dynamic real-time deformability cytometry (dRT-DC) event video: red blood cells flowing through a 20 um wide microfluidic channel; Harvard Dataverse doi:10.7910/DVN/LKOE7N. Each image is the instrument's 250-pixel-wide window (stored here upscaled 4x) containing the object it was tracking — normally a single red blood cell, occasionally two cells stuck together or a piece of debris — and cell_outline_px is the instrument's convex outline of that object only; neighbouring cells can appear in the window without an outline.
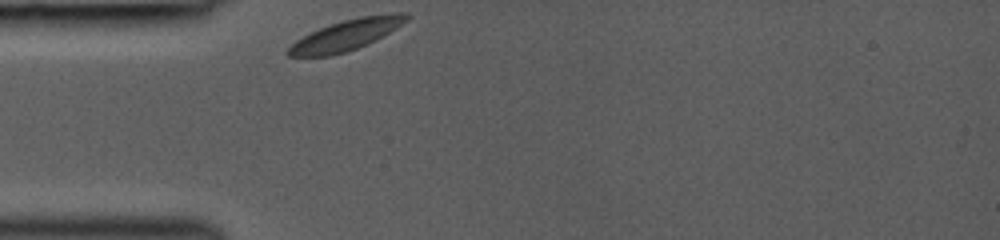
{"species": "common noctule bat (a hibernating species)", "species_latin": "Nyctalus noctula", "temperature_condition": "room temperature", "stored_images_in_passage": 27, "camera_frame_rate_fps": 3000, "um_per_image_px": 0.085, "animal": {"sex": "female", "body_mass_g": 19.0, "forearm_length_mm": 53.3}, "frame": {"image": 1, "passage_image": 1, "time_ms": 0.0, "image_size_px": [1000, 240], "cell_outline_px": [[412, 16], [408, 20], [396, 28], [376, 40], [356, 48], [332, 56], [288, 56], [284, 52], [296, 40], [320, 28], [344, 20], [360, 16], [400, 12], [408, 12]], "centroid_in_image_um": [29.47, 2.96], "position_along_channel_um": 55.5, "area_um2": 20.98}}
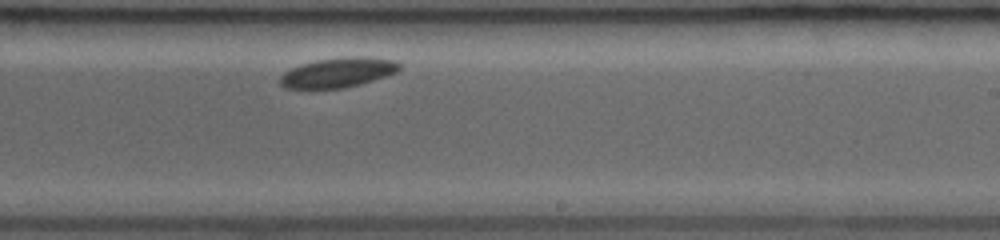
{"frame": {"image": 2, "passage_image": 16, "time_ms": 5.333, "image_size_px": [1000, 240], "cell_outline_px": [[400, 68], [396, 72], [372, 80], [344, 88], [284, 88], [280, 84], [280, 76], [284, 72], [300, 64], [316, 60], [344, 56], [368, 56], [396, 60], [400, 64]], "centroid_in_image_um": [28.73, 6.14], "position_along_channel_um": 260.3, "area_um2": 20.69}}
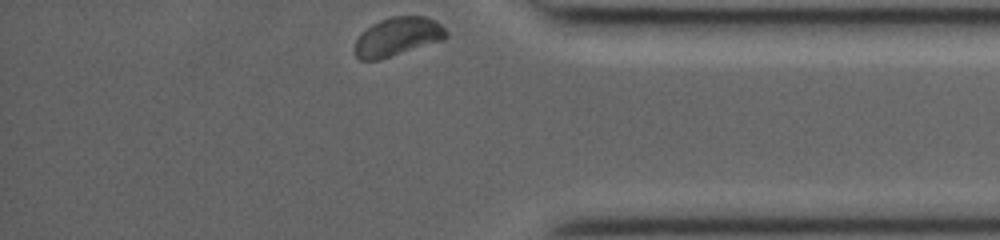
{"frame": {"image": 3, "passage_image": 27, "time_ms": 9.0, "image_size_px": [1000, 240], "cell_outline_px": [[448, 36], [444, 40], [380, 60], [360, 60], [356, 56], [356, 40], [372, 24], [380, 20], [392, 16], [424, 16], [436, 20], [448, 32]], "centroid_in_image_um": [33.85, 3.12], "position_along_channel_um": 401.3, "area_um2": 20.52}}